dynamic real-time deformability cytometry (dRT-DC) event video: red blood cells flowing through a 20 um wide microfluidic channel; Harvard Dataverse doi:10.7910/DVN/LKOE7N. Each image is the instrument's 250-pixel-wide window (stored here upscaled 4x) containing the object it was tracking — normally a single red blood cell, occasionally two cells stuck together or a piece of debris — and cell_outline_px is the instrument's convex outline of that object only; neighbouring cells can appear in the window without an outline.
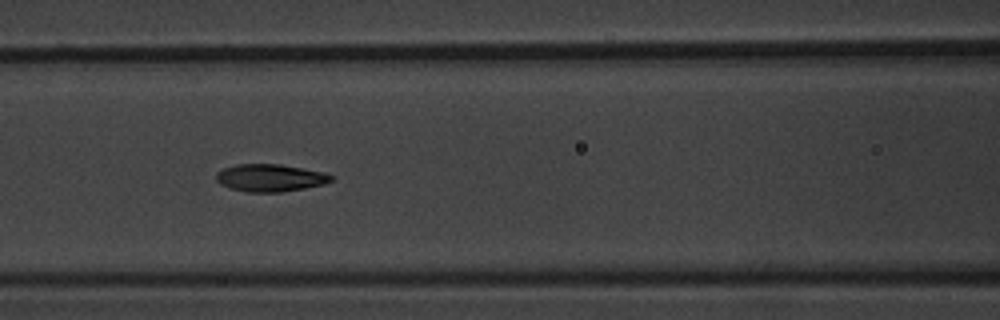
{"species": "common noctule bat (a hibernating species)", "species_latin": "Nyctalus noctula", "temperature_condition": "warm", "stored_images_in_passage": 11, "camera_frame_rate_fps": 3000, "um_per_image_px": 0.085, "animal": {"sex": "male", "body_mass_g": 20.1, "forearm_length_mm": 53.5}, "frame": {"image": 1, "passage_image": 7, "time_ms": 8.0, "image_size_px": [1000, 320], "cell_outline_px": [[336, 176], [332, 180], [324, 184], [304, 188], [280, 192], [248, 192], [232, 188], [220, 184], [216, 180], [216, 172], [224, 168], [236, 164], [280, 164], [324, 172]], "centroid_in_image_um": [22.98, 15.11], "position_along_channel_um": 143.6, "area_um2": 18.38}}
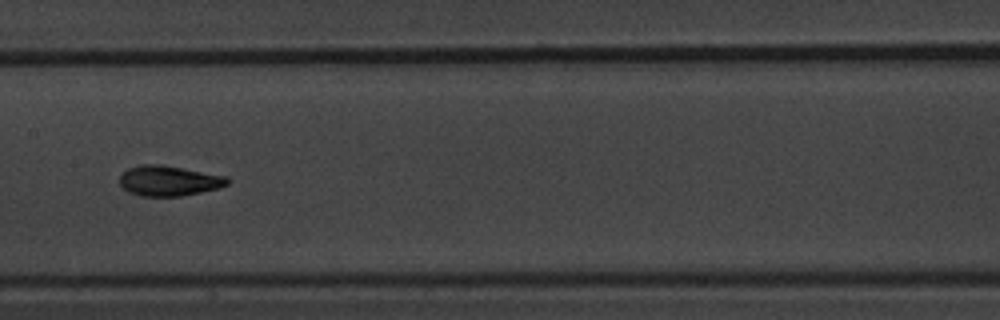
{"frame": {"image": 2, "passage_image": 8, "time_ms": 9.333, "image_size_px": [1000, 320], "cell_outline_px": [[232, 180], [228, 184], [220, 188], [180, 196], [140, 196], [128, 192], [120, 184], [120, 176], [128, 168], [140, 164], [160, 164], [228, 176]], "centroid_in_image_um": [14.38, 15.36], "position_along_channel_um": 193.0, "area_um2": 19.13}}
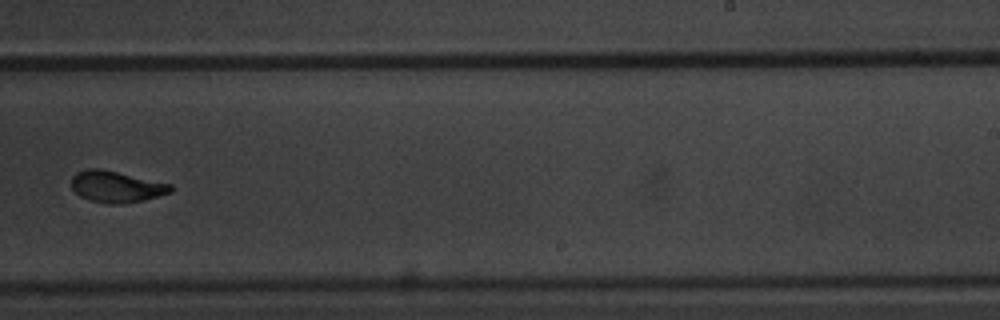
{"frame": {"image": 3, "passage_image": 10, "time_ms": 11.667, "image_size_px": [1000, 320], "cell_outline_px": [[172, 192], [124, 204], [108, 204], [88, 200], [80, 196], [72, 188], [72, 176], [76, 172], [88, 168], [100, 168], [172, 184]], "centroid_in_image_um": [9.85, 15.86], "position_along_channel_um": 279.1, "area_um2": 18.09}}